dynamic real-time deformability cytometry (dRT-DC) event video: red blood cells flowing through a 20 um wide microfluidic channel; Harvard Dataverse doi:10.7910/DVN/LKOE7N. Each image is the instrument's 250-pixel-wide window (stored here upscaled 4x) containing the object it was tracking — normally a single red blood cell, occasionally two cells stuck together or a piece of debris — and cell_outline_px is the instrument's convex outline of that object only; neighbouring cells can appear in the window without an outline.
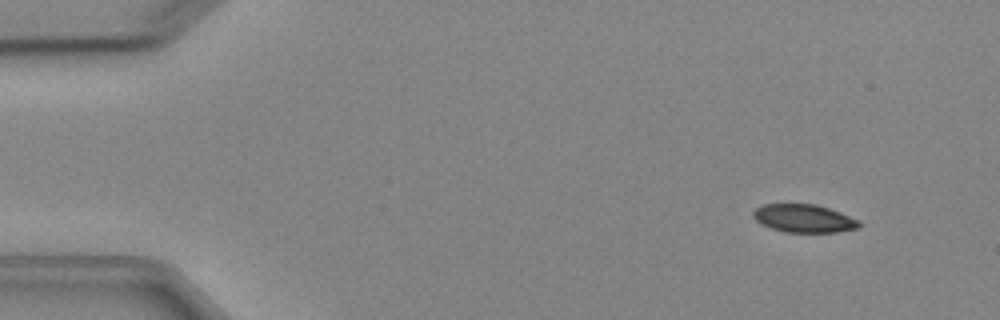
{"species": "Egyptian fruit bat (a non-hibernating species)", "species_latin": "Rousettus aegyptiacus", "temperature_condition": "cold", "stored_images_in_passage": 4, "camera_frame_rate_fps": 3000, "um_per_image_px": 0.085, "animal": {"sex": "female"}, "frame": {"image": 1, "passage_image": 1, "time_ms": 0.0, "image_size_px": [1000, 320], "cell_outline_px": [[860, 228], [836, 232], [784, 232], [760, 224], [752, 216], [752, 212], [756, 208], [764, 204], [816, 204], [840, 212], [856, 220], [860, 224]], "centroid_in_image_um": [68.29, 18.56], "position_along_channel_um": 16.7, "area_um2": 17.22}}